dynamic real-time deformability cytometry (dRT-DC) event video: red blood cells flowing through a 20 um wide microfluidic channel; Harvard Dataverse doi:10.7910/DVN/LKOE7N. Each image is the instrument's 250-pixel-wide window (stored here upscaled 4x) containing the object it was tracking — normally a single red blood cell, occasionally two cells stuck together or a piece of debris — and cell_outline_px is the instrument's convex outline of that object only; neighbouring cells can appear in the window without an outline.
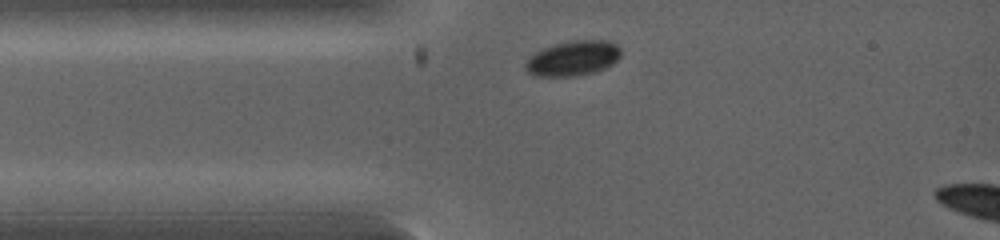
{"species": "common noctule bat (a hibernating species)", "species_latin": "Nyctalus noctula", "temperature_condition": "warm", "stored_images_in_passage": 3, "camera_frame_rate_fps": 5000, "um_per_image_px": 0.085, "animal": {"sex": "female", "body_mass_g": 19.0, "forearm_length_mm": 53.3}, "frame": {"image": 1, "passage_image": 1, "time_ms": 0.0, "image_size_px": [1000, 240], "cell_outline_px": [[620, 56], [612, 64], [596, 72], [580, 76], [532, 76], [524, 68], [524, 64], [536, 52], [544, 48], [568, 40], [608, 40], [616, 44], [620, 48]], "centroid_in_image_um": [48.71, 4.96], "position_along_channel_um": 36.3, "area_um2": 19.54}}
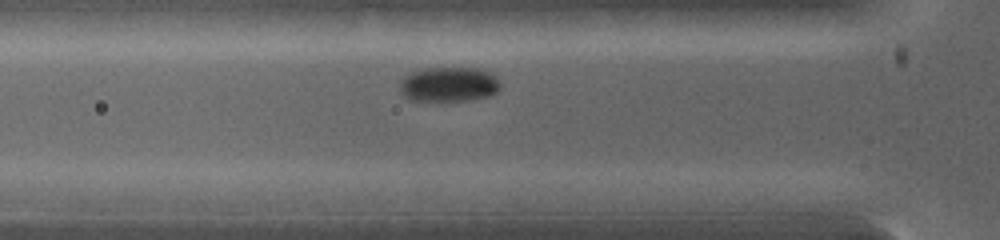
{"frame": {"image": 2, "passage_image": 3, "time_ms": 1.0, "image_size_px": [1000, 240], "cell_outline_px": [[500, 88], [492, 96], [472, 100], [408, 100], [400, 92], [400, 80], [404, 76], [412, 72], [424, 68], [480, 68], [496, 76], [500, 80]], "centroid_in_image_um": [38.17, 7.17], "position_along_channel_um": 87.6, "area_um2": 20.58}}